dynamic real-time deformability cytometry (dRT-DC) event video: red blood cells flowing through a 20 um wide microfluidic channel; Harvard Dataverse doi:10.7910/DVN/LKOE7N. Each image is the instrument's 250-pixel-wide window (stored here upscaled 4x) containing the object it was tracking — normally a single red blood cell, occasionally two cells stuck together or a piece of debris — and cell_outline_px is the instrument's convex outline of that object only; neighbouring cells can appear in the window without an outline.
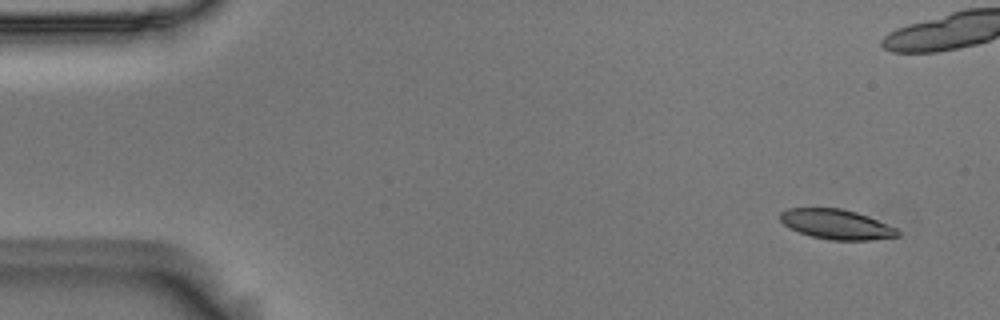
{"species": "Egyptian fruit bat (a non-hibernating species)", "species_latin": "Rousettus aegyptiacus", "temperature_condition": "room temperature", "stored_images_in_passage": 5, "segment_of_instrument_passage": [2, 2], "camera_frame_rate_fps": 3000, "um_per_image_px": 0.085, "animal": {"sex": "male"}, "frame": {"image": 1, "passage_image": 5, "time_ms": 1.333, "image_size_px": [1000, 320], "cell_outline_px": [[900, 236], [868, 240], [828, 240], [812, 236], [800, 232], [784, 224], [780, 220], [780, 212], [788, 208], [840, 208], [856, 212], [868, 216], [896, 228], [900, 232]], "centroid_in_image_um": [71.1, 19.06], "position_along_channel_um": 13.9, "area_um2": 20.29}}